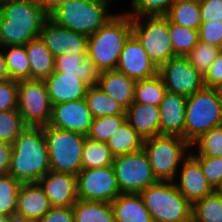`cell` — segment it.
Wrapping results in <instances>:
<instances>
[{"label":"cell","mask_w":222,"mask_h":222,"mask_svg":"<svg viewBox=\"0 0 222 222\" xmlns=\"http://www.w3.org/2000/svg\"><path fill=\"white\" fill-rule=\"evenodd\" d=\"M8 174L22 183H37L50 169L41 127L27 126L12 143Z\"/></svg>","instance_id":"obj_1"},{"label":"cell","mask_w":222,"mask_h":222,"mask_svg":"<svg viewBox=\"0 0 222 222\" xmlns=\"http://www.w3.org/2000/svg\"><path fill=\"white\" fill-rule=\"evenodd\" d=\"M48 15L34 0H0V47L38 38Z\"/></svg>","instance_id":"obj_2"},{"label":"cell","mask_w":222,"mask_h":222,"mask_svg":"<svg viewBox=\"0 0 222 222\" xmlns=\"http://www.w3.org/2000/svg\"><path fill=\"white\" fill-rule=\"evenodd\" d=\"M132 35L131 17L117 13L87 40V57L101 71L116 70L125 42Z\"/></svg>","instance_id":"obj_3"},{"label":"cell","mask_w":222,"mask_h":222,"mask_svg":"<svg viewBox=\"0 0 222 222\" xmlns=\"http://www.w3.org/2000/svg\"><path fill=\"white\" fill-rule=\"evenodd\" d=\"M112 0H68L48 18L56 25L89 37L117 13H111Z\"/></svg>","instance_id":"obj_4"},{"label":"cell","mask_w":222,"mask_h":222,"mask_svg":"<svg viewBox=\"0 0 222 222\" xmlns=\"http://www.w3.org/2000/svg\"><path fill=\"white\" fill-rule=\"evenodd\" d=\"M222 126V90L207 88L186 99L184 139L191 145L206 131Z\"/></svg>","instance_id":"obj_5"},{"label":"cell","mask_w":222,"mask_h":222,"mask_svg":"<svg viewBox=\"0 0 222 222\" xmlns=\"http://www.w3.org/2000/svg\"><path fill=\"white\" fill-rule=\"evenodd\" d=\"M143 150L158 181H175L191 145L182 137L158 135L144 139Z\"/></svg>","instance_id":"obj_6"},{"label":"cell","mask_w":222,"mask_h":222,"mask_svg":"<svg viewBox=\"0 0 222 222\" xmlns=\"http://www.w3.org/2000/svg\"><path fill=\"white\" fill-rule=\"evenodd\" d=\"M153 222H182L191 218L192 204L173 181H158L139 193Z\"/></svg>","instance_id":"obj_7"},{"label":"cell","mask_w":222,"mask_h":222,"mask_svg":"<svg viewBox=\"0 0 222 222\" xmlns=\"http://www.w3.org/2000/svg\"><path fill=\"white\" fill-rule=\"evenodd\" d=\"M41 129L48 146L50 169L77 175L82 170V149L87 137L49 124Z\"/></svg>","instance_id":"obj_8"},{"label":"cell","mask_w":222,"mask_h":222,"mask_svg":"<svg viewBox=\"0 0 222 222\" xmlns=\"http://www.w3.org/2000/svg\"><path fill=\"white\" fill-rule=\"evenodd\" d=\"M132 34L140 41L152 62L159 68L175 57L166 15L131 17Z\"/></svg>","instance_id":"obj_9"},{"label":"cell","mask_w":222,"mask_h":222,"mask_svg":"<svg viewBox=\"0 0 222 222\" xmlns=\"http://www.w3.org/2000/svg\"><path fill=\"white\" fill-rule=\"evenodd\" d=\"M112 166L121 193L139 194L158 182L143 149L115 156Z\"/></svg>","instance_id":"obj_10"},{"label":"cell","mask_w":222,"mask_h":222,"mask_svg":"<svg viewBox=\"0 0 222 222\" xmlns=\"http://www.w3.org/2000/svg\"><path fill=\"white\" fill-rule=\"evenodd\" d=\"M17 110L26 126L49 124L52 103L44 80L18 81Z\"/></svg>","instance_id":"obj_11"},{"label":"cell","mask_w":222,"mask_h":222,"mask_svg":"<svg viewBox=\"0 0 222 222\" xmlns=\"http://www.w3.org/2000/svg\"><path fill=\"white\" fill-rule=\"evenodd\" d=\"M167 92L188 97L203 89L204 76L188 61L185 56H175L158 68Z\"/></svg>","instance_id":"obj_12"},{"label":"cell","mask_w":222,"mask_h":222,"mask_svg":"<svg viewBox=\"0 0 222 222\" xmlns=\"http://www.w3.org/2000/svg\"><path fill=\"white\" fill-rule=\"evenodd\" d=\"M76 178L78 199L111 203L121 194L112 165L82 169Z\"/></svg>","instance_id":"obj_13"},{"label":"cell","mask_w":222,"mask_h":222,"mask_svg":"<svg viewBox=\"0 0 222 222\" xmlns=\"http://www.w3.org/2000/svg\"><path fill=\"white\" fill-rule=\"evenodd\" d=\"M93 116L86 99L52 105L49 125L87 136Z\"/></svg>","instance_id":"obj_14"},{"label":"cell","mask_w":222,"mask_h":222,"mask_svg":"<svg viewBox=\"0 0 222 222\" xmlns=\"http://www.w3.org/2000/svg\"><path fill=\"white\" fill-rule=\"evenodd\" d=\"M116 70L136 81L148 79L158 74L157 66L133 34L124 44Z\"/></svg>","instance_id":"obj_15"},{"label":"cell","mask_w":222,"mask_h":222,"mask_svg":"<svg viewBox=\"0 0 222 222\" xmlns=\"http://www.w3.org/2000/svg\"><path fill=\"white\" fill-rule=\"evenodd\" d=\"M39 37L54 57L64 53H87L86 35L58 26L49 18L42 25Z\"/></svg>","instance_id":"obj_16"},{"label":"cell","mask_w":222,"mask_h":222,"mask_svg":"<svg viewBox=\"0 0 222 222\" xmlns=\"http://www.w3.org/2000/svg\"><path fill=\"white\" fill-rule=\"evenodd\" d=\"M174 184L178 191L191 203L203 199L215 189L206 179L199 161L190 153L180 165Z\"/></svg>","instance_id":"obj_17"},{"label":"cell","mask_w":222,"mask_h":222,"mask_svg":"<svg viewBox=\"0 0 222 222\" xmlns=\"http://www.w3.org/2000/svg\"><path fill=\"white\" fill-rule=\"evenodd\" d=\"M38 183L52 207H72L78 200L76 175L49 170Z\"/></svg>","instance_id":"obj_18"},{"label":"cell","mask_w":222,"mask_h":222,"mask_svg":"<svg viewBox=\"0 0 222 222\" xmlns=\"http://www.w3.org/2000/svg\"><path fill=\"white\" fill-rule=\"evenodd\" d=\"M187 97L166 92L159 105L160 135L178 136L184 139Z\"/></svg>","instance_id":"obj_19"},{"label":"cell","mask_w":222,"mask_h":222,"mask_svg":"<svg viewBox=\"0 0 222 222\" xmlns=\"http://www.w3.org/2000/svg\"><path fill=\"white\" fill-rule=\"evenodd\" d=\"M52 105L85 99L88 85L75 75L54 71L45 80Z\"/></svg>","instance_id":"obj_20"},{"label":"cell","mask_w":222,"mask_h":222,"mask_svg":"<svg viewBox=\"0 0 222 222\" xmlns=\"http://www.w3.org/2000/svg\"><path fill=\"white\" fill-rule=\"evenodd\" d=\"M51 208L52 205L38 182L20 185L15 216L39 220Z\"/></svg>","instance_id":"obj_21"},{"label":"cell","mask_w":222,"mask_h":222,"mask_svg":"<svg viewBox=\"0 0 222 222\" xmlns=\"http://www.w3.org/2000/svg\"><path fill=\"white\" fill-rule=\"evenodd\" d=\"M57 72L75 75L89 87L99 83L101 71L87 57V53H64L55 57Z\"/></svg>","instance_id":"obj_22"},{"label":"cell","mask_w":222,"mask_h":222,"mask_svg":"<svg viewBox=\"0 0 222 222\" xmlns=\"http://www.w3.org/2000/svg\"><path fill=\"white\" fill-rule=\"evenodd\" d=\"M126 120L144 139L160 135L159 106L133 102L126 110Z\"/></svg>","instance_id":"obj_23"},{"label":"cell","mask_w":222,"mask_h":222,"mask_svg":"<svg viewBox=\"0 0 222 222\" xmlns=\"http://www.w3.org/2000/svg\"><path fill=\"white\" fill-rule=\"evenodd\" d=\"M136 82L117 70H110L101 72L97 86L127 110L134 101Z\"/></svg>","instance_id":"obj_24"},{"label":"cell","mask_w":222,"mask_h":222,"mask_svg":"<svg viewBox=\"0 0 222 222\" xmlns=\"http://www.w3.org/2000/svg\"><path fill=\"white\" fill-rule=\"evenodd\" d=\"M111 205L115 222H153L139 194L121 193Z\"/></svg>","instance_id":"obj_25"},{"label":"cell","mask_w":222,"mask_h":222,"mask_svg":"<svg viewBox=\"0 0 222 222\" xmlns=\"http://www.w3.org/2000/svg\"><path fill=\"white\" fill-rule=\"evenodd\" d=\"M31 72V80H45L55 70V57L40 37L25 44Z\"/></svg>","instance_id":"obj_26"},{"label":"cell","mask_w":222,"mask_h":222,"mask_svg":"<svg viewBox=\"0 0 222 222\" xmlns=\"http://www.w3.org/2000/svg\"><path fill=\"white\" fill-rule=\"evenodd\" d=\"M114 156L128 154L143 149L144 138L141 137L126 120L106 142Z\"/></svg>","instance_id":"obj_27"},{"label":"cell","mask_w":222,"mask_h":222,"mask_svg":"<svg viewBox=\"0 0 222 222\" xmlns=\"http://www.w3.org/2000/svg\"><path fill=\"white\" fill-rule=\"evenodd\" d=\"M72 209L74 222H115L111 203L78 199Z\"/></svg>","instance_id":"obj_28"},{"label":"cell","mask_w":222,"mask_h":222,"mask_svg":"<svg viewBox=\"0 0 222 222\" xmlns=\"http://www.w3.org/2000/svg\"><path fill=\"white\" fill-rule=\"evenodd\" d=\"M174 24L198 30L202 24L199 0H174L168 13Z\"/></svg>","instance_id":"obj_29"},{"label":"cell","mask_w":222,"mask_h":222,"mask_svg":"<svg viewBox=\"0 0 222 222\" xmlns=\"http://www.w3.org/2000/svg\"><path fill=\"white\" fill-rule=\"evenodd\" d=\"M85 99L93 118L109 115H126V110L97 85L88 87Z\"/></svg>","instance_id":"obj_30"},{"label":"cell","mask_w":222,"mask_h":222,"mask_svg":"<svg viewBox=\"0 0 222 222\" xmlns=\"http://www.w3.org/2000/svg\"><path fill=\"white\" fill-rule=\"evenodd\" d=\"M3 50L9 78L15 81L31 80L25 45H8Z\"/></svg>","instance_id":"obj_31"},{"label":"cell","mask_w":222,"mask_h":222,"mask_svg":"<svg viewBox=\"0 0 222 222\" xmlns=\"http://www.w3.org/2000/svg\"><path fill=\"white\" fill-rule=\"evenodd\" d=\"M115 156L107 143L86 138L82 149V169H93L111 166Z\"/></svg>","instance_id":"obj_32"},{"label":"cell","mask_w":222,"mask_h":222,"mask_svg":"<svg viewBox=\"0 0 222 222\" xmlns=\"http://www.w3.org/2000/svg\"><path fill=\"white\" fill-rule=\"evenodd\" d=\"M194 222H222V195L215 190L192 204Z\"/></svg>","instance_id":"obj_33"},{"label":"cell","mask_w":222,"mask_h":222,"mask_svg":"<svg viewBox=\"0 0 222 222\" xmlns=\"http://www.w3.org/2000/svg\"><path fill=\"white\" fill-rule=\"evenodd\" d=\"M166 92L165 84L157 74L136 82L133 102L159 106Z\"/></svg>","instance_id":"obj_34"},{"label":"cell","mask_w":222,"mask_h":222,"mask_svg":"<svg viewBox=\"0 0 222 222\" xmlns=\"http://www.w3.org/2000/svg\"><path fill=\"white\" fill-rule=\"evenodd\" d=\"M169 33L176 56L187 55L199 40V31L169 21Z\"/></svg>","instance_id":"obj_35"},{"label":"cell","mask_w":222,"mask_h":222,"mask_svg":"<svg viewBox=\"0 0 222 222\" xmlns=\"http://www.w3.org/2000/svg\"><path fill=\"white\" fill-rule=\"evenodd\" d=\"M190 153L205 157H222V126L212 128L197 138L191 144Z\"/></svg>","instance_id":"obj_36"},{"label":"cell","mask_w":222,"mask_h":222,"mask_svg":"<svg viewBox=\"0 0 222 222\" xmlns=\"http://www.w3.org/2000/svg\"><path fill=\"white\" fill-rule=\"evenodd\" d=\"M21 183L10 174H0V213L13 218Z\"/></svg>","instance_id":"obj_37"},{"label":"cell","mask_w":222,"mask_h":222,"mask_svg":"<svg viewBox=\"0 0 222 222\" xmlns=\"http://www.w3.org/2000/svg\"><path fill=\"white\" fill-rule=\"evenodd\" d=\"M126 121V115H109L94 118L87 138L106 143L110 136Z\"/></svg>","instance_id":"obj_38"},{"label":"cell","mask_w":222,"mask_h":222,"mask_svg":"<svg viewBox=\"0 0 222 222\" xmlns=\"http://www.w3.org/2000/svg\"><path fill=\"white\" fill-rule=\"evenodd\" d=\"M221 48L199 41L185 57L204 76Z\"/></svg>","instance_id":"obj_39"},{"label":"cell","mask_w":222,"mask_h":222,"mask_svg":"<svg viewBox=\"0 0 222 222\" xmlns=\"http://www.w3.org/2000/svg\"><path fill=\"white\" fill-rule=\"evenodd\" d=\"M26 127L18 110L0 112V142L12 145Z\"/></svg>","instance_id":"obj_40"},{"label":"cell","mask_w":222,"mask_h":222,"mask_svg":"<svg viewBox=\"0 0 222 222\" xmlns=\"http://www.w3.org/2000/svg\"><path fill=\"white\" fill-rule=\"evenodd\" d=\"M174 0H131V9L123 12L130 17L166 15Z\"/></svg>","instance_id":"obj_41"},{"label":"cell","mask_w":222,"mask_h":222,"mask_svg":"<svg viewBox=\"0 0 222 222\" xmlns=\"http://www.w3.org/2000/svg\"><path fill=\"white\" fill-rule=\"evenodd\" d=\"M193 156L199 161L208 182L217 190L222 185V157Z\"/></svg>","instance_id":"obj_42"},{"label":"cell","mask_w":222,"mask_h":222,"mask_svg":"<svg viewBox=\"0 0 222 222\" xmlns=\"http://www.w3.org/2000/svg\"><path fill=\"white\" fill-rule=\"evenodd\" d=\"M18 81L0 82V112L17 110Z\"/></svg>","instance_id":"obj_43"},{"label":"cell","mask_w":222,"mask_h":222,"mask_svg":"<svg viewBox=\"0 0 222 222\" xmlns=\"http://www.w3.org/2000/svg\"><path fill=\"white\" fill-rule=\"evenodd\" d=\"M198 31L201 42L209 43L222 49V21L202 22Z\"/></svg>","instance_id":"obj_44"},{"label":"cell","mask_w":222,"mask_h":222,"mask_svg":"<svg viewBox=\"0 0 222 222\" xmlns=\"http://www.w3.org/2000/svg\"><path fill=\"white\" fill-rule=\"evenodd\" d=\"M204 85L207 88L222 90V49L204 75Z\"/></svg>","instance_id":"obj_45"},{"label":"cell","mask_w":222,"mask_h":222,"mask_svg":"<svg viewBox=\"0 0 222 222\" xmlns=\"http://www.w3.org/2000/svg\"><path fill=\"white\" fill-rule=\"evenodd\" d=\"M202 22L222 21V0H199Z\"/></svg>","instance_id":"obj_46"},{"label":"cell","mask_w":222,"mask_h":222,"mask_svg":"<svg viewBox=\"0 0 222 222\" xmlns=\"http://www.w3.org/2000/svg\"><path fill=\"white\" fill-rule=\"evenodd\" d=\"M40 222H74V212L72 207H52Z\"/></svg>","instance_id":"obj_47"},{"label":"cell","mask_w":222,"mask_h":222,"mask_svg":"<svg viewBox=\"0 0 222 222\" xmlns=\"http://www.w3.org/2000/svg\"><path fill=\"white\" fill-rule=\"evenodd\" d=\"M12 150L11 144L0 142V174H8Z\"/></svg>","instance_id":"obj_48"},{"label":"cell","mask_w":222,"mask_h":222,"mask_svg":"<svg viewBox=\"0 0 222 222\" xmlns=\"http://www.w3.org/2000/svg\"><path fill=\"white\" fill-rule=\"evenodd\" d=\"M39 7L49 16L54 12L62 3L68 0H34Z\"/></svg>","instance_id":"obj_49"},{"label":"cell","mask_w":222,"mask_h":222,"mask_svg":"<svg viewBox=\"0 0 222 222\" xmlns=\"http://www.w3.org/2000/svg\"><path fill=\"white\" fill-rule=\"evenodd\" d=\"M0 82L9 80V74L6 67V61L4 56V50L3 47H0Z\"/></svg>","instance_id":"obj_50"},{"label":"cell","mask_w":222,"mask_h":222,"mask_svg":"<svg viewBox=\"0 0 222 222\" xmlns=\"http://www.w3.org/2000/svg\"><path fill=\"white\" fill-rule=\"evenodd\" d=\"M10 222H40V221L37 219L20 218V217L14 216L13 218H11Z\"/></svg>","instance_id":"obj_51"},{"label":"cell","mask_w":222,"mask_h":222,"mask_svg":"<svg viewBox=\"0 0 222 222\" xmlns=\"http://www.w3.org/2000/svg\"><path fill=\"white\" fill-rule=\"evenodd\" d=\"M11 218L4 213H0V222H10Z\"/></svg>","instance_id":"obj_52"},{"label":"cell","mask_w":222,"mask_h":222,"mask_svg":"<svg viewBox=\"0 0 222 222\" xmlns=\"http://www.w3.org/2000/svg\"><path fill=\"white\" fill-rule=\"evenodd\" d=\"M217 191L222 195V185L217 189Z\"/></svg>","instance_id":"obj_53"},{"label":"cell","mask_w":222,"mask_h":222,"mask_svg":"<svg viewBox=\"0 0 222 222\" xmlns=\"http://www.w3.org/2000/svg\"><path fill=\"white\" fill-rule=\"evenodd\" d=\"M182 222H194V219L191 217L187 221H182Z\"/></svg>","instance_id":"obj_54"}]
</instances>
